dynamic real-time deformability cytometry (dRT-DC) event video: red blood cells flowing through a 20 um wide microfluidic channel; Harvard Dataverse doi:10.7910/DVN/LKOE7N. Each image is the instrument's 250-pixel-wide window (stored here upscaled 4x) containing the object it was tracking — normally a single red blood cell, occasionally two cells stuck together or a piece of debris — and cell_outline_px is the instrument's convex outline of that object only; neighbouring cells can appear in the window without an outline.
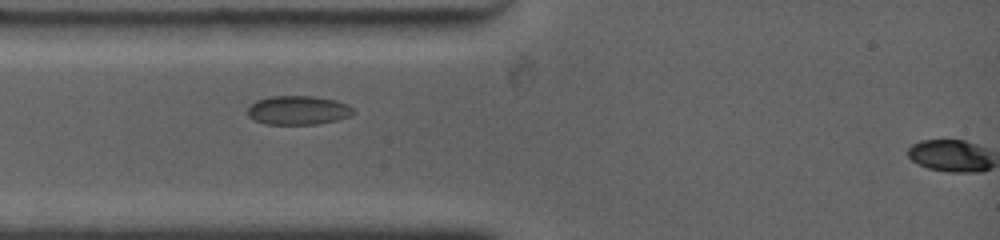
{"species": "common noctule bat (a hibernating species)", "species_latin": "Nyctalus noctula", "temperature_condition": "warm", "stored_images_in_passage": 7, "camera_frame_rate_fps": 4500, "um_per_image_px": 0.085, "animal": {"sex": "female", "body_mass_g": 19.0, "forearm_length_mm": 53.3}, "frame": {"image": 1, "passage_image": 1, "time_ms": 0.0, "image_size_px": [1000, 240], "cell_outline_px": [[356, 112], [348, 116], [336, 120], [316, 124], [268, 124], [256, 120], [248, 116], [248, 108], [256, 100], [272, 96], [312, 96], [336, 100], [348, 104]], "centroid_in_image_um": [25.35, 9.36], "position_along_channel_um": 59.6, "area_um2": 17.69}}
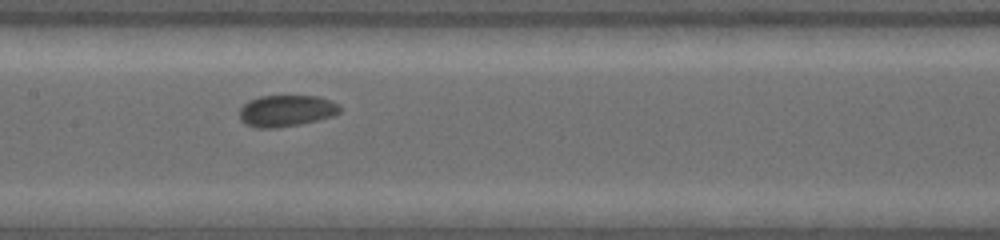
{"frame": {"image": 2, "passage_image": 4, "time_ms": 3.333, "image_size_px": [1000, 240], "cell_outline_px": [[340, 112], [332, 116], [300, 124], [276, 128], [260, 128], [248, 124], [240, 120], [240, 108], [248, 100], [260, 96], [316, 96], [340, 104]], "centroid_in_image_um": [24.33, 9.41], "position_along_channel_um": 183.1, "area_um2": 18.26}}
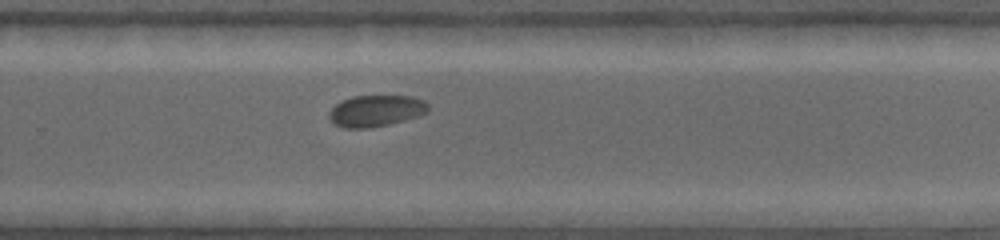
{"frame": {"image": 3, "passage_image": 7, "time_ms": 6.444, "image_size_px": [1000, 240], "cell_outline_px": [[428, 108], [424, 112], [416, 116], [404, 120], [388, 124], [368, 128], [344, 128], [336, 124], [328, 116], [328, 112], [340, 100], [352, 96], [412, 96], [424, 100], [428, 104]], "centroid_in_image_um": [31.91, 9.41], "position_along_channel_um": 297.9, "area_um2": 17.98}}